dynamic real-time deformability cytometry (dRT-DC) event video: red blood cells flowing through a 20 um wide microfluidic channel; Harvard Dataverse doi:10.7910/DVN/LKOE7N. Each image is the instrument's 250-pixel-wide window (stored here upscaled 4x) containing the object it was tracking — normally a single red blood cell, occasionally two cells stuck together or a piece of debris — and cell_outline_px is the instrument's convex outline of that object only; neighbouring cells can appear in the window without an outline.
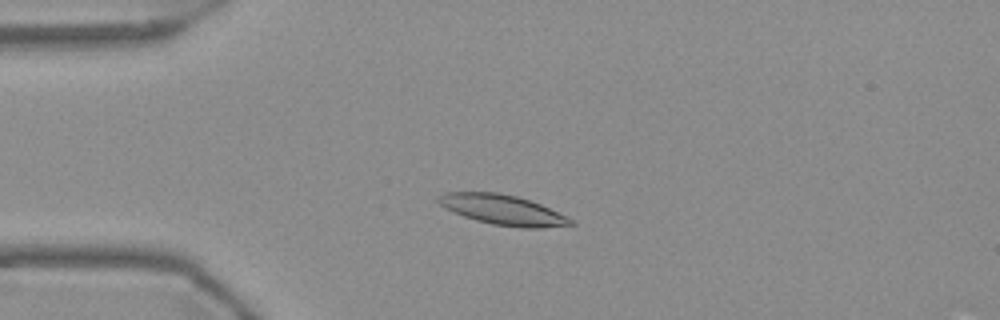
{"species": "Egyptian fruit bat (a non-hibernating species)", "species_latin": "Rousettus aegyptiacus", "temperature_condition": "warm", "stored_images_in_passage": 54, "camera_frame_rate_fps": 3000, "um_per_image_px": 0.085, "frame": {"image": 1, "passage_image": 13, "time_ms": 4.0, "image_size_px": [1000, 320], "cell_outline_px": [[576, 224], [544, 228], [524, 228], [492, 224], [476, 220], [464, 216], [444, 208], [436, 200], [436, 196], [444, 192], [496, 192], [516, 196], [540, 204], [572, 220]], "centroid_in_image_um": [42.67, 17.83], "position_along_channel_um": 42.3, "area_um2": 22.95}}
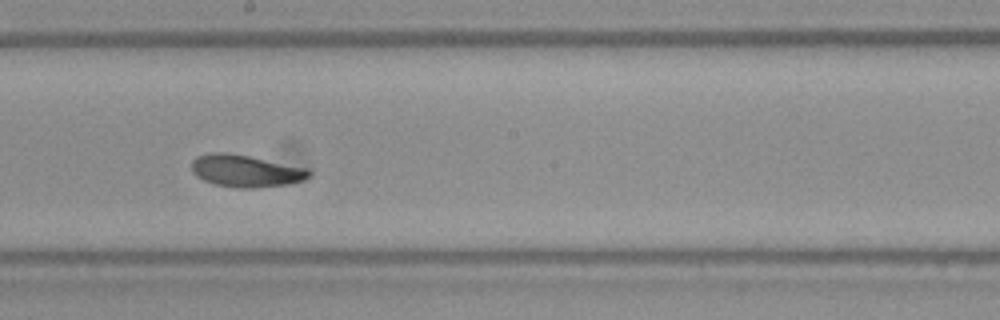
{"frame": {"image": 2, "passage_image": 30, "time_ms": 9.667, "image_size_px": [1000, 320], "cell_outline_px": [[312, 172], [304, 180], [288, 184], [260, 188], [240, 188], [216, 184], [204, 180], [196, 176], [192, 172], [192, 160], [196, 156], [208, 152], [224, 152], [248, 156], [308, 168]], "centroid_in_image_um": [20.88, 14.52], "position_along_channel_um": 227.3, "area_um2": 22.02}}
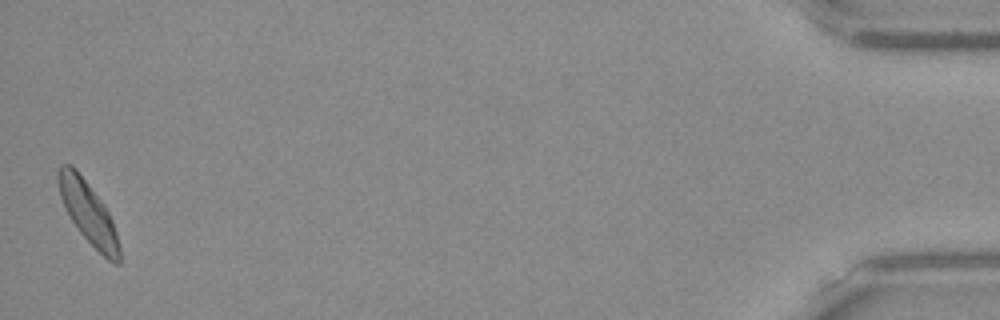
{"frame": {"image": 3, "passage_image": 54, "time_ms": 17.667, "image_size_px": [1000, 320], "cell_outline_px": [[120, 264], [116, 264], [108, 260], [80, 232], [72, 220], [60, 196], [56, 176], [56, 172], [60, 164], [72, 164], [76, 168], [104, 204], [112, 220], [116, 232], [120, 248]], "centroid_in_image_um": [7.49, 18.02], "position_along_channel_um": 427.7, "area_um2": 21.79}, "authors_computed_cell_mechanics": {"area_um2": 21.7328, "velocity_mm_per_s": 3.678, "shape_relaxation_time_tau1_ms": null, "shape_relaxation_time_tau2_ms": 3.0277, "deformation_change_tau1": null, "deformation_change_tau2": 0.0776}}